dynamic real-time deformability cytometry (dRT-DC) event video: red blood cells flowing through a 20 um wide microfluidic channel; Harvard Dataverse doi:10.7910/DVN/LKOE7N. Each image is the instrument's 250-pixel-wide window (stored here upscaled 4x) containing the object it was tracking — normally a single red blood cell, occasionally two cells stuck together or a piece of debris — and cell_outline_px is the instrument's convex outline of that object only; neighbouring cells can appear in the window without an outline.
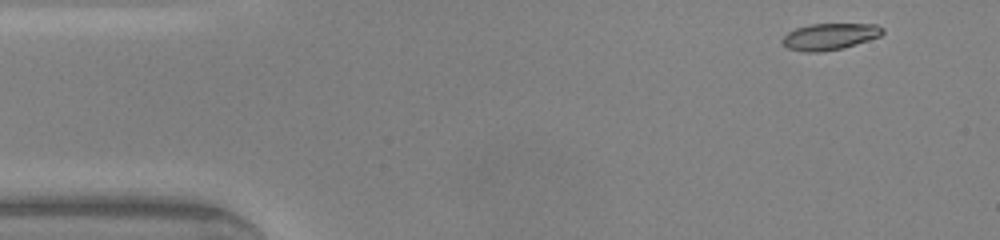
{"species": "common noctule bat (a hibernating species)", "species_latin": "Nyctalus noctula", "temperature_condition": "warm", "stored_images_in_passage": 8, "camera_frame_rate_fps": 3000, "um_per_image_px": 0.085, "animal": {"sex": "male", "body_mass_g": 20.0, "forearm_length_mm": 53.3}, "frame": {"image": 1, "passage_image": 1, "time_ms": 0.0, "image_size_px": [1000, 240], "cell_outline_px": [[884, 32], [880, 36], [844, 48], [820, 52], [804, 52], [788, 48], [780, 40], [788, 32], [796, 28], [808, 24], [876, 24], [884, 28]], "centroid_in_image_um": [70.52, 3.1], "position_along_channel_um": 14.5, "area_um2": 15.55}}